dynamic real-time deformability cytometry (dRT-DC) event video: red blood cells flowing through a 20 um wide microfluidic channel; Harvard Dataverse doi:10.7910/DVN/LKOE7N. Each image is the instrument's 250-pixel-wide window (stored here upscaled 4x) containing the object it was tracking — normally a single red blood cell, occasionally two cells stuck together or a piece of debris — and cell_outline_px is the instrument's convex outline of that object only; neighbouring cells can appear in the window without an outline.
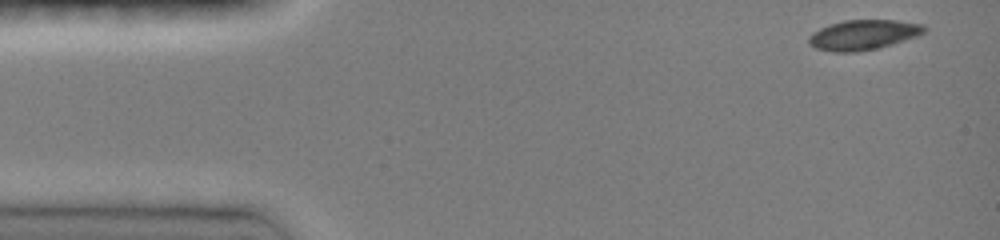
{"species": "common noctule bat (a hibernating species)", "species_latin": "Nyctalus noctula", "temperature_condition": "room temperature", "stored_images_in_passage": 42, "camera_frame_rate_fps": 3000, "um_per_image_px": 0.085, "animal": {"sex": "female", "body_mass_g": 19.0, "forearm_length_mm": 51.5}, "frame": {"image": 1, "passage_image": 1, "time_ms": 0.0, "image_size_px": [1000, 240], "cell_outline_px": [[928, 28], [924, 32], [916, 36], [892, 44], [876, 48], [856, 52], [832, 52], [816, 48], [808, 44], [808, 36], [812, 32], [828, 24], [844, 20], [896, 20], [924, 24]], "centroid_in_image_um": [73.35, 2.95], "position_along_channel_um": 11.6, "area_um2": 20.29}}
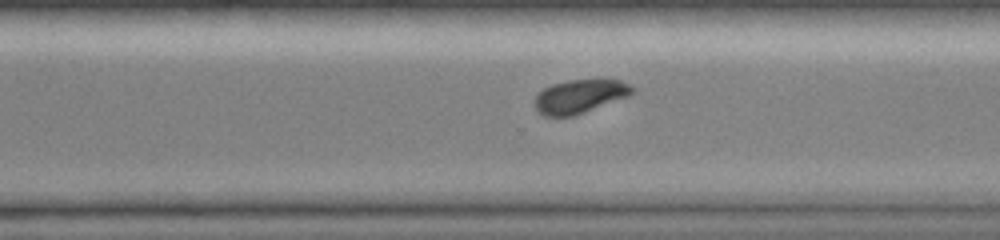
{"frame": {"image": 2, "passage_image": 31, "time_ms": 10.0, "image_size_px": [1000, 240], "cell_outline_px": [[636, 92], [628, 96], [584, 112], [572, 116], [544, 116], [536, 108], [536, 96], [544, 88], [552, 84], [568, 80], [620, 80], [636, 88]], "centroid_in_image_um": [49.31, 8.18], "position_along_channel_um": 321.3, "area_um2": 18.79}}
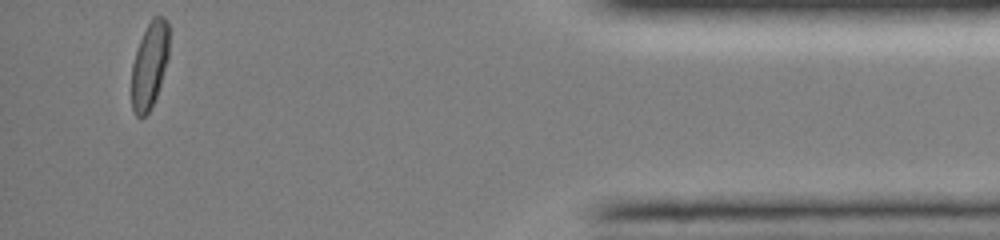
{"frame": {"image": 3, "passage_image": 42, "time_ms": 13.667, "image_size_px": [1000, 240], "cell_outline_px": [[168, 60], [156, 96], [148, 112], [140, 120], [136, 116], [132, 108], [132, 64], [140, 40], [152, 16], [164, 16], [168, 20]], "centroid_in_image_um": [12.71, 5.53], "position_along_channel_um": 422.5, "area_um2": 18.79}, "authors_computed_cell_mechanics": {"area_um2": 20.5479, "velocity_mm_per_s": 4.12, "shape_relaxation_time_tau1_ms": 2.7384, "shape_relaxation_time_tau2_ms": 5.2132, "deformation_change_tau1": 0.1192, "deformation_change_tau2": 0.0641}}